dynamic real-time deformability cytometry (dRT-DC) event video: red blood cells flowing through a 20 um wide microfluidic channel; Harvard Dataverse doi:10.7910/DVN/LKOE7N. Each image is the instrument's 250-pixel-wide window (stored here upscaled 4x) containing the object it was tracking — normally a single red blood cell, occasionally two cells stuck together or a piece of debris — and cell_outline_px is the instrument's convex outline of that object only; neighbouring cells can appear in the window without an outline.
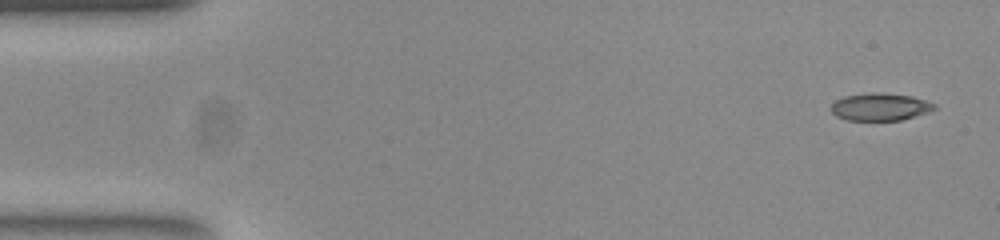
{"species": "common noctule bat (a hibernating species)", "species_latin": "Nyctalus noctula", "temperature_condition": "room temperature", "stored_images_in_passage": 51, "camera_frame_rate_fps": 3000, "um_per_image_px": 0.085, "animal": {"sex": "female", "body_mass_g": 23.0, "forearm_length_mm": 53.4}, "frame": {"image": 1, "passage_image": 1, "time_ms": 0.0, "image_size_px": [1000, 240], "cell_outline_px": [[936, 108], [928, 112], [900, 120], [848, 120], [836, 116], [832, 112], [832, 104], [836, 100], [844, 96], [872, 92], [912, 96], [936, 104]], "centroid_in_image_um": [74.81, 9.08], "position_along_channel_um": 10.2, "area_um2": 16.3}}
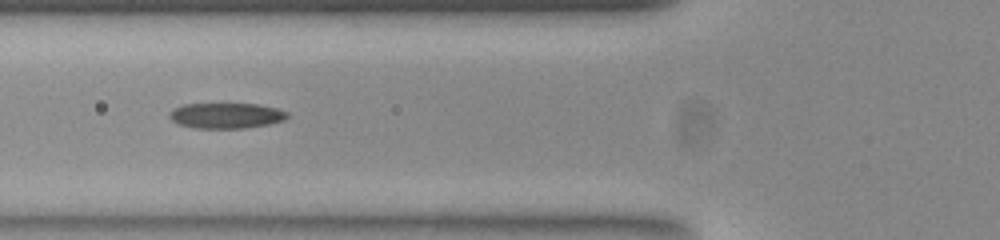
{"frame": {"image": 2, "passage_image": 18, "time_ms": 5.667, "image_size_px": [1000, 240], "cell_outline_px": [[288, 116], [284, 120], [268, 124], [244, 128], [192, 128], [176, 124], [168, 116], [176, 108], [184, 104], [260, 104], [276, 108], [288, 112]], "centroid_in_image_um": [19.23, 9.83], "position_along_channel_um": 106.6, "area_um2": 17.46}}
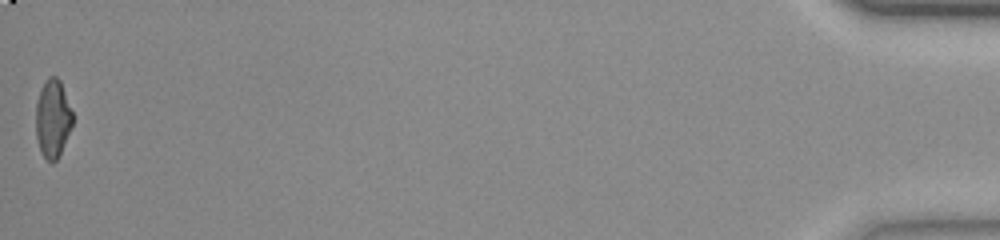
{"frame": {"image": 3, "passage_image": 51, "time_ms": 16.667, "image_size_px": [1000, 240], "cell_outline_px": [[72, 124], [60, 152], [56, 160], [52, 164], [40, 152], [36, 136], [36, 100], [40, 88], [48, 76], [56, 76], [60, 80], [72, 112]], "centroid_in_image_um": [4.45, 10.05], "position_along_channel_um": 430.8, "area_um2": 16.59}, "authors_computed_cell_mechanics": {"area_um2": 17.4556, "velocity_mm_per_s": 3.8857, "shape_relaxation_time_tau1_ms": 7.5027, "shape_relaxation_time_tau2_ms": 2.2564, "deformation_change_tau1": 0.2011, "deformation_change_tau2": 0.1012}}